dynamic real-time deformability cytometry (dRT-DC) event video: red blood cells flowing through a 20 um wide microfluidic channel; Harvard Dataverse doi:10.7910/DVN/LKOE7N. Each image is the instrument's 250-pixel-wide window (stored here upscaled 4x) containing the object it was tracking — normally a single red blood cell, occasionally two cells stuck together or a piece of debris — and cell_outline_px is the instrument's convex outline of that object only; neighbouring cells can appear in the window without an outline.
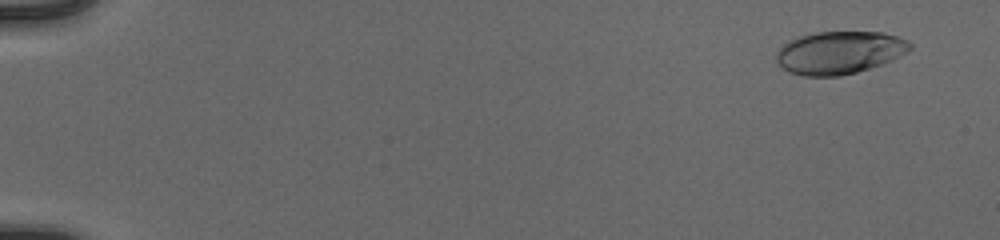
{"species": "human", "species_latin": "Homo sapiens", "temperature_condition": "cold", "stored_images_in_passage": 54, "camera_frame_rate_fps": 3000, "um_per_image_px": 0.085, "donor": {"sex": "male"}, "frame": {"image": 1, "passage_image": 4, "time_ms": 1.0, "image_size_px": [1000, 240], "cell_outline_px": [[912, 48], [908, 52], [892, 60], [856, 72], [840, 76], [804, 76], [788, 72], [776, 64], [776, 52], [788, 40], [800, 36], [816, 32], [884, 32], [908, 40], [912, 44]], "centroid_in_image_um": [71.33, 4.47], "position_along_channel_um": 13.7, "area_um2": 33.47}}
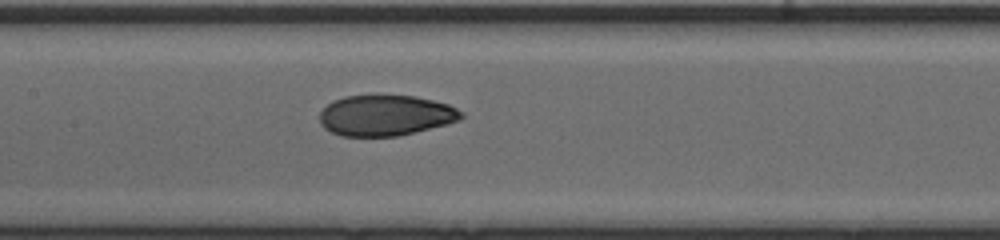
{"frame": {"image": 2, "passage_image": 29, "time_ms": 9.333, "image_size_px": [1000, 240], "cell_outline_px": [[464, 116], [460, 120], [448, 124], [396, 136], [340, 136], [324, 128], [320, 124], [320, 112], [332, 100], [344, 96], [416, 96], [448, 104], [464, 112]], "centroid_in_image_um": [32.78, 9.81], "position_along_channel_um": 174.6, "area_um2": 33.52}}
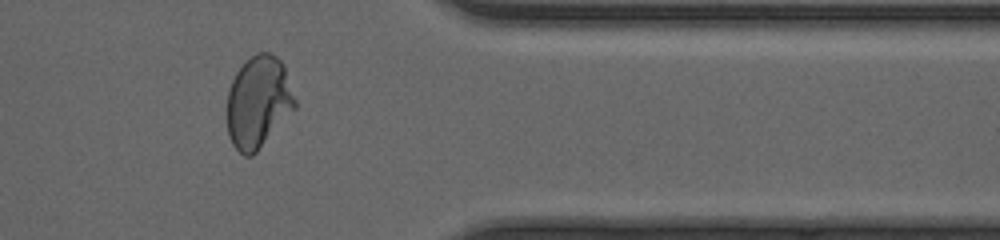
{"frame": {"image": 3, "passage_image": 46, "time_ms": 15.0, "image_size_px": [1000, 240], "cell_outline_px": [[296, 108], [256, 152], [252, 156], [244, 156], [232, 144], [228, 132], [228, 92], [232, 80], [236, 72], [256, 52], [268, 52], [276, 56], [284, 64], [296, 100]], "centroid_in_image_um": [21.98, 8.67], "position_along_channel_um": 389.4, "area_um2": 36.18}, "authors_computed_cell_mechanics": {"area_um2": 34.3332, "velocity_mm_per_s": 3.9821, "shape_relaxation_time_tau1_ms": 6.0799, "shape_relaxation_time_tau2_ms": 1.1033, "deformation_change_tau1": 0.2233, "deformation_change_tau2": 0.0518}}